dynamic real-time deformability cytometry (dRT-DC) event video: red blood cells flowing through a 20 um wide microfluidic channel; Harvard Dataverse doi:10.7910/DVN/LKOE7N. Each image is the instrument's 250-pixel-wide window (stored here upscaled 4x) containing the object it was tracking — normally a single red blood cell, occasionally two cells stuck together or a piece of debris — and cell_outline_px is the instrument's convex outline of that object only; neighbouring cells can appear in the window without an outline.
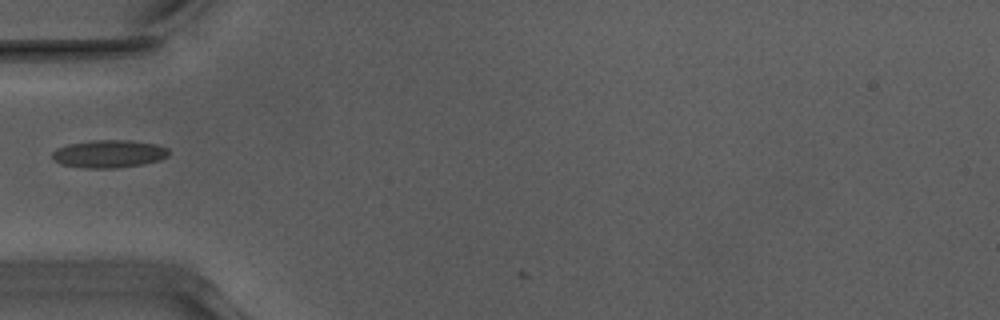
{"species": "Egyptian fruit bat (a non-hibernating species)", "species_latin": "Rousettus aegyptiacus", "temperature_condition": "warm", "stored_images_in_passage": 3, "camera_frame_rate_fps": 3000, "um_per_image_px": 0.085, "animal": {"sex": "male"}, "frame": {"image": 1, "passage_image": 2, "time_ms": 0.333, "image_size_px": [1000, 320], "cell_outline_px": [[168, 156], [160, 160], [144, 164], [116, 168], [84, 168], [60, 164], [52, 156], [52, 152], [56, 148], [68, 144], [92, 140], [128, 140], [156, 144], [168, 148]], "centroid_in_image_um": [9.26, 13.08], "position_along_channel_um": 75.7, "area_um2": 18.9}}